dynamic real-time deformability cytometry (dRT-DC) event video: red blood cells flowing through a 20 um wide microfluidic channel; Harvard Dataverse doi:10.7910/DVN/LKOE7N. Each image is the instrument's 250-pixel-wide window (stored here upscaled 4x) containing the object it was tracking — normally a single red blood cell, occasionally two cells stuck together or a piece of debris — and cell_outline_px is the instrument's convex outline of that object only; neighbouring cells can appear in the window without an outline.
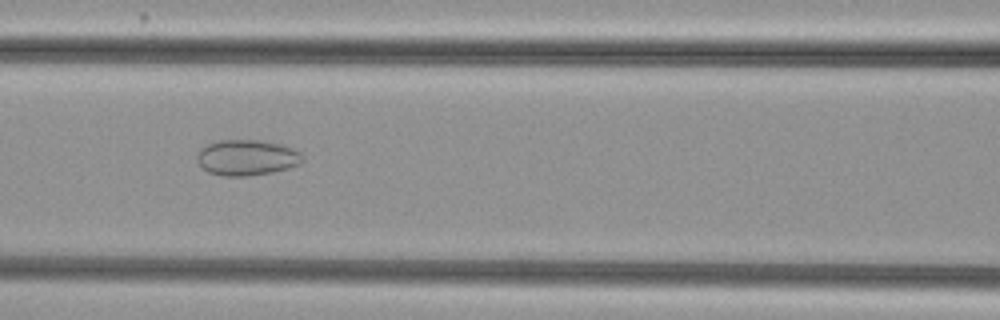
{"species": "common noctule bat (a hibernating species)", "species_latin": "Nyctalus noctula", "temperature_condition": "cold", "stored_images_in_passage": 46, "camera_frame_rate_fps": 3000, "um_per_image_px": 0.085, "animal": {"sex": "female", "body_mass_g": 29.2, "forearm_length_mm": 56.3}, "frame": {"image": 1, "passage_image": 16, "time_ms": 5.0, "image_size_px": [1000, 320], "cell_outline_px": [[304, 160], [300, 164], [288, 168], [272, 172], [248, 176], [224, 176], [208, 172], [196, 160], [196, 156], [200, 148], [208, 144], [220, 140], [260, 140], [280, 144], [292, 148], [300, 152], [304, 156]], "centroid_in_image_um": [20.99, 13.39], "position_along_channel_um": 145.6, "area_um2": 22.02}}
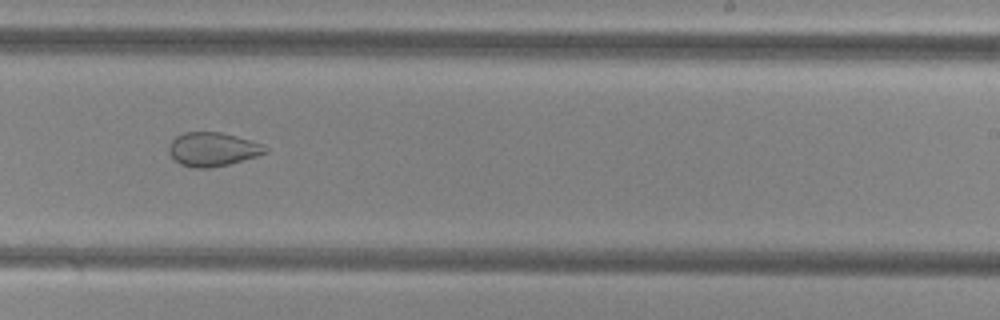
{"frame": {"image": 2, "passage_image": 26, "time_ms": 8.333, "image_size_px": [1000, 320], "cell_outline_px": [[268, 152], [256, 156], [228, 164], [208, 168], [192, 168], [180, 164], [168, 152], [168, 144], [176, 136], [184, 132], [220, 132], [236, 136], [264, 144], [268, 148]], "centroid_in_image_um": [18.06, 12.68], "position_along_channel_um": 270.9, "area_um2": 19.02}}
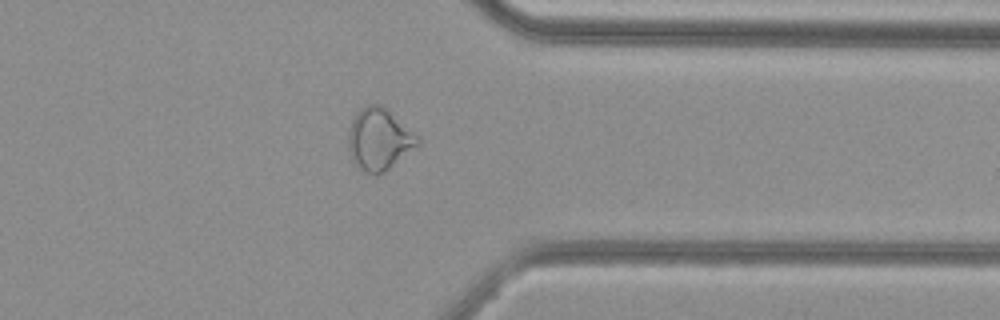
{"frame": {"image": 3, "passage_image": 35, "time_ms": 11.333, "image_size_px": [1000, 320], "cell_outline_px": [[420, 144], [384, 172], [376, 176], [364, 172], [352, 160], [348, 148], [348, 128], [356, 112], [360, 108], [368, 104], [380, 104], [388, 108], [420, 140]], "centroid_in_image_um": [32.19, 11.83], "position_along_channel_um": 379.2, "area_um2": 25.03}, "authors_computed_cell_mechanics": {"area_um2": 25.2008, "velocity_mm_per_s": 3.7679, "shape_relaxation_time_tau1_ms": null, "shape_relaxation_time_tau2_ms": 2.9803, "deformation_change_tau1": null, "deformation_change_tau2": 0.0791}}